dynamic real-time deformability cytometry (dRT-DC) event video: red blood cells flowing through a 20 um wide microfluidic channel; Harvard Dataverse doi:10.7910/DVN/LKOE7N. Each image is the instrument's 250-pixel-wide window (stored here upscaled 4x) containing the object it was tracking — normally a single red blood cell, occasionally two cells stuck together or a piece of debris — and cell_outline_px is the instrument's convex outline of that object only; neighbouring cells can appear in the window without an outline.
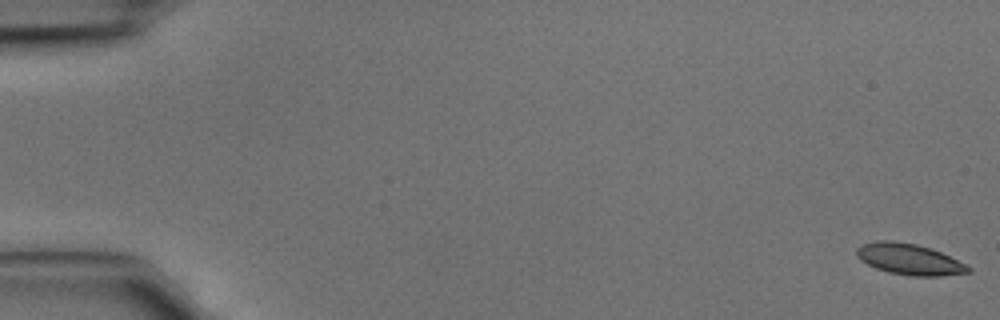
{"species": "common noctule bat (a hibernating species)", "species_latin": "Nyctalus noctula", "temperature_condition": "cold", "stored_images_in_passage": 5, "camera_frame_rate_fps": 3000, "um_per_image_px": 0.085, "animal": {"sex": "male", "body_mass_g": 15.6}, "frame": {"image": 1, "passage_image": 1, "time_ms": 0.0, "image_size_px": [1000, 320], "cell_outline_px": [[972, 272], [940, 276], [908, 276], [888, 272], [876, 268], [860, 260], [856, 256], [856, 248], [864, 244], [880, 240], [892, 240], [916, 244], [932, 248], [972, 268]], "centroid_in_image_um": [77.28, 22.04], "position_along_channel_um": 7.7, "area_um2": 20.17}}
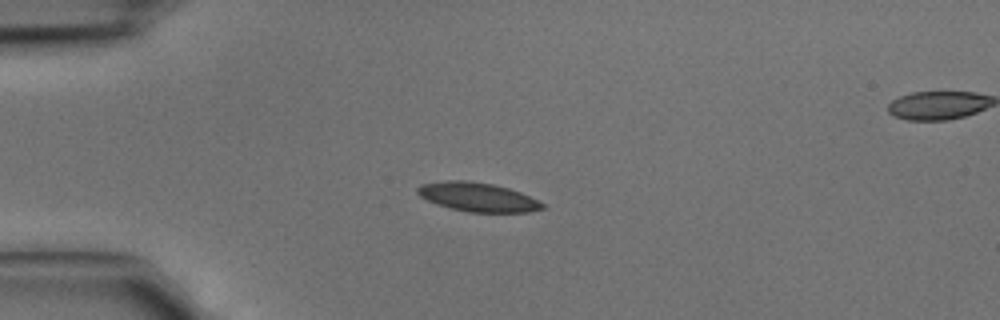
{"frame": {"image": 2, "passage_image": 4, "time_ms": 1.0, "image_size_px": [1000, 320], "cell_outline_px": [[544, 208], [528, 212], [468, 212], [448, 208], [436, 204], [420, 196], [416, 192], [416, 188], [420, 184], [448, 180], [468, 180], [492, 184], [508, 188], [520, 192], [544, 204]], "centroid_in_image_um": [40.55, 16.74], "position_along_channel_um": 44.4, "area_um2": 21.04}}